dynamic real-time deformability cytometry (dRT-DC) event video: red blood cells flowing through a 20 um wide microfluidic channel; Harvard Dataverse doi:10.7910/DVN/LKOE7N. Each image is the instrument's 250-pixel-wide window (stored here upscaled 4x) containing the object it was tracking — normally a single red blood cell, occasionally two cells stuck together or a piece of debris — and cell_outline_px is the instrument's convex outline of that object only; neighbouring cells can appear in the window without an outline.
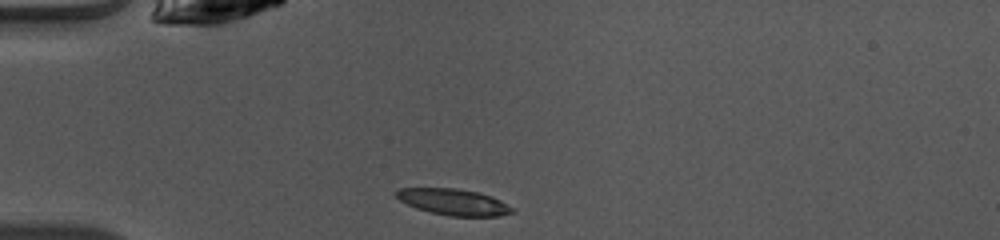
{"species": "common noctule bat (a hibernating species)", "species_latin": "Nyctalus noctula", "temperature_condition": "warm", "stored_images_in_passage": 14, "camera_frame_rate_fps": 3000, "um_per_image_px": 0.085, "animal": {"sex": "female", "body_mass_g": 10.0, "forearm_length_mm": 53.1}, "frame": {"image": 1, "passage_image": 1, "time_ms": 0.0, "image_size_px": [1000, 240], "cell_outline_px": [[516, 212], [500, 216], [448, 216], [416, 208], [400, 200], [396, 196], [396, 192], [400, 188], [456, 188], [480, 192], [492, 196], [500, 200], [512, 208]], "centroid_in_image_um": [38.59, 17.17], "position_along_channel_um": 46.4, "area_um2": 17.69}}
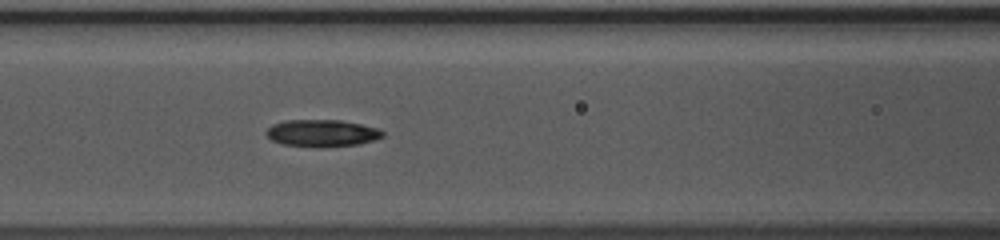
{"frame": {"image": 2, "passage_image": 9, "time_ms": 2.667, "image_size_px": [1000, 240], "cell_outline_px": [[384, 136], [360, 144], [320, 148], [284, 144], [272, 140], [264, 132], [272, 124], [284, 120], [340, 120], [360, 124], [376, 128], [384, 132]], "centroid_in_image_um": [27.35, 11.32], "position_along_channel_um": 139.3, "area_um2": 18.38}}
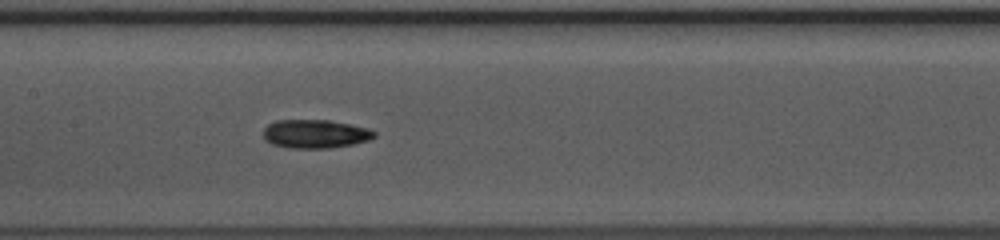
{"frame": {"image": 3, "passage_image": 12, "time_ms": 3.667, "image_size_px": [1000, 240], "cell_outline_px": [[376, 136], [368, 140], [352, 144], [328, 148], [292, 148], [272, 144], [264, 140], [264, 128], [268, 124], [276, 120], [328, 120], [368, 128], [376, 132]], "centroid_in_image_um": [26.77, 11.38], "position_along_channel_um": 180.6, "area_um2": 18.38}}